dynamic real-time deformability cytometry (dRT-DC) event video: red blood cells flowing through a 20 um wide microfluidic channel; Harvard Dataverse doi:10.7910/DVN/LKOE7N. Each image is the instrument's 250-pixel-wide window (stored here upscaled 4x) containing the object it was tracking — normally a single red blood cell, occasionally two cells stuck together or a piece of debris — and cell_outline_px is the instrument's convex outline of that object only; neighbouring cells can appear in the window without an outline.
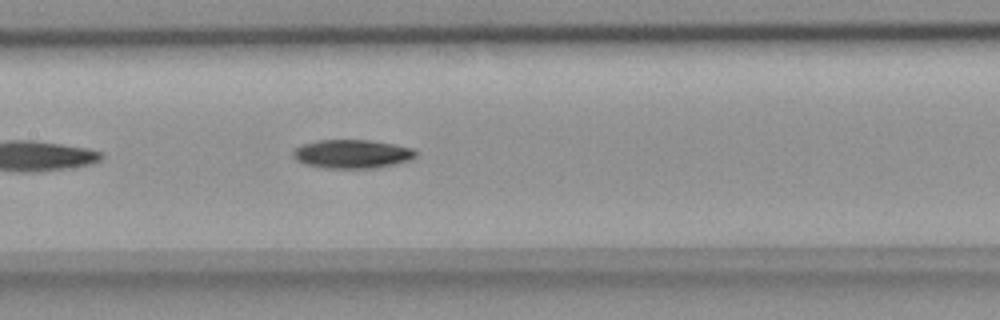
{"species": "common noctule bat (a hibernating species)", "species_latin": "Nyctalus noctula", "temperature_condition": "room temperature", "stored_images_in_passage": 15, "camera_frame_rate_fps": 3000, "um_per_image_px": 0.085, "animal": {"sex": "female", "body_mass_g": 18.4}, "frame": {"image": 1, "passage_image": 11, "time_ms": 3.333, "image_size_px": [1000, 320], "cell_outline_px": [[416, 156], [408, 160], [376, 168], [324, 168], [304, 164], [296, 160], [292, 156], [292, 152], [300, 144], [320, 140], [368, 140], [396, 144], [412, 148], [416, 152]], "centroid_in_image_um": [29.88, 13.08], "position_along_channel_um": 177.5, "area_um2": 20.52}}